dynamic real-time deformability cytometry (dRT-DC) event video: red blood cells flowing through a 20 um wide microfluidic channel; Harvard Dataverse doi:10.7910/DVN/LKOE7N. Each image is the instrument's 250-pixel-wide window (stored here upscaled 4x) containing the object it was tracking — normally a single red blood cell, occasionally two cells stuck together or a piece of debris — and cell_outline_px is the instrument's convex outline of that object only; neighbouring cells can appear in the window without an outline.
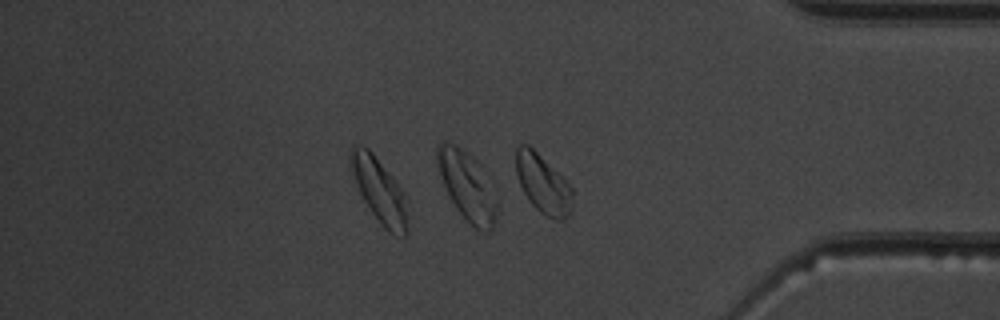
{"species": "common noctule bat (a hibernating species)", "species_latin": "Nyctalus noctula", "temperature_condition": "warm", "stored_images_in_passage": 40, "camera_frame_rate_fps": 3000, "um_per_image_px": 0.085, "animal": {"sex": "male", "body_mass_g": 19.5, "forearm_length_mm": 54.6}, "frame": {"image": 1, "passage_image": 40, "time_ms": 13.0, "image_size_px": [1000, 320], "cell_outline_px": [[572, 208], [568, 216], [564, 220], [552, 220], [544, 216], [528, 200], [520, 184], [516, 172], [516, 148], [520, 144], [528, 144], [564, 176], [572, 188]], "centroid_in_image_um": [46.18, 15.65], "position_along_channel_um": 389.0, "area_um2": 19.71}, "authors_computed_cell_mechanics": {"area_um2": 18.9295, "velocity_mm_per_s": 3.8795, "shape_relaxation_time_tau1_ms": 7.75, "shape_relaxation_time_tau2_ms": 2.8193, "deformation_change_tau1": 0.1841, "deformation_change_tau2": 0.073}}